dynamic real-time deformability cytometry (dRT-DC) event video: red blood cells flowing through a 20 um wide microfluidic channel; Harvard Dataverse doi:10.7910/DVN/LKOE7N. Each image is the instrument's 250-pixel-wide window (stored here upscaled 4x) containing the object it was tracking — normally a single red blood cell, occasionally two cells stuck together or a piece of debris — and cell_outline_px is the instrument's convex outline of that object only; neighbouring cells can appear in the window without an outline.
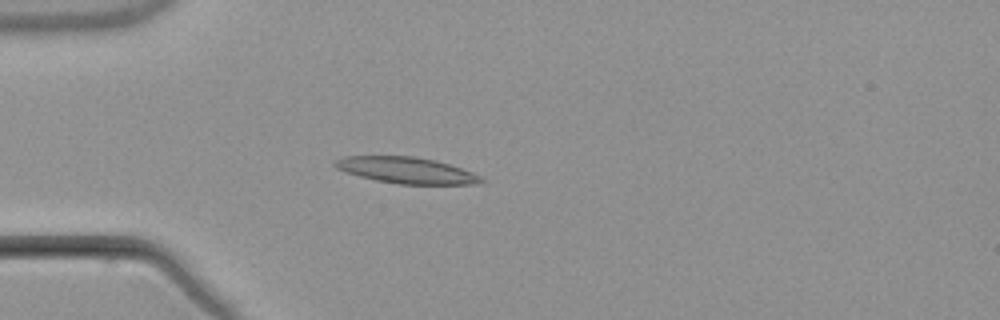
{"species": "common noctule bat (a hibernating species)", "species_latin": "Nyctalus noctula", "temperature_condition": "warm", "stored_images_in_passage": 1, "camera_frame_rate_fps": 3000, "um_per_image_px": 0.085, "animal": {"sex": "male", "body_mass_g": 21.5, "forearm_length_mm": 52.0}, "frame": {"image": 1, "passage_image": 1, "time_ms": 0.0, "image_size_px": [1000, 320], "cell_outline_px": [[488, 180], [472, 184], [400, 184], [376, 180], [344, 172], [336, 168], [332, 164], [336, 160], [344, 156], [416, 156], [448, 164], [472, 172]], "centroid_in_image_um": [34.51, 14.47], "position_along_channel_um": 50.5, "area_um2": 22.2}}